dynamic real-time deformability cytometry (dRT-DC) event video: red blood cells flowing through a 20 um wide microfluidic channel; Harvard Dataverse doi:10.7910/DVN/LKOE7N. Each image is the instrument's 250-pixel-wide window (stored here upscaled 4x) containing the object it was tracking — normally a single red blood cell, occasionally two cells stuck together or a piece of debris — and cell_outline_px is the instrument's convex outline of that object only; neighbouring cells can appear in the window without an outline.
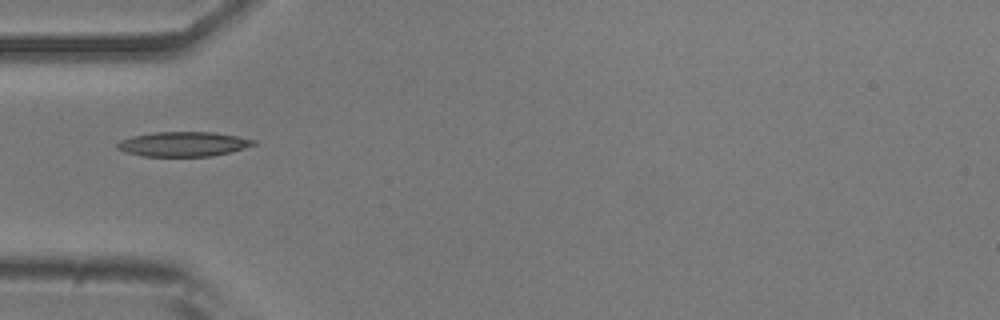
{"species": "common noctule bat (a hibernating species)", "species_latin": "Nyctalus noctula", "temperature_condition": "room temperature", "stored_images_in_passage": 38, "camera_frame_rate_fps": 3000, "um_per_image_px": 0.085, "animal": {"sex": "male", "body_mass_g": 20.5, "forearm_length_mm": 52.5}, "frame": {"image": 1, "passage_image": 1, "time_ms": 0.0, "image_size_px": [1000, 320], "cell_outline_px": [[260, 144], [212, 156], [144, 156], [128, 152], [116, 148], [116, 144], [120, 140], [132, 136], [152, 132], [212, 132], [236, 136], [256, 140]], "centroid_in_image_um": [15.6, 12.24], "position_along_channel_um": 69.4, "area_um2": 19.54}}
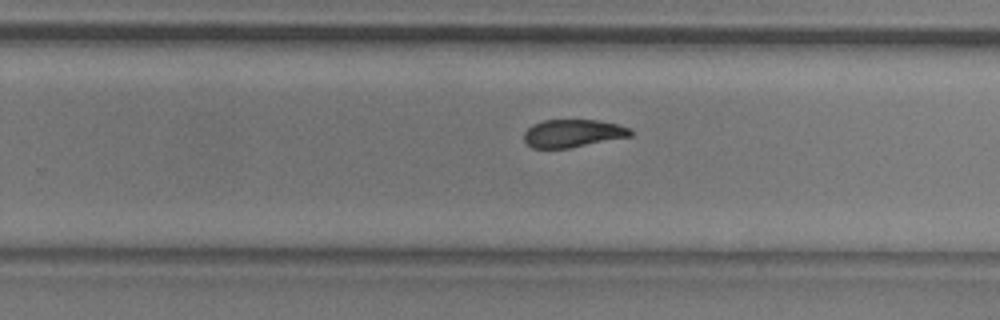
{"frame": {"image": 2, "passage_image": 18, "time_ms": 5.667, "image_size_px": [1000, 320], "cell_outline_px": [[636, 132], [632, 136], [568, 148], [532, 148], [524, 140], [524, 132], [532, 124], [540, 120], [596, 120], [620, 124]], "centroid_in_image_um": [48.71, 11.32], "position_along_channel_um": 281.1, "area_um2": 17.4}}
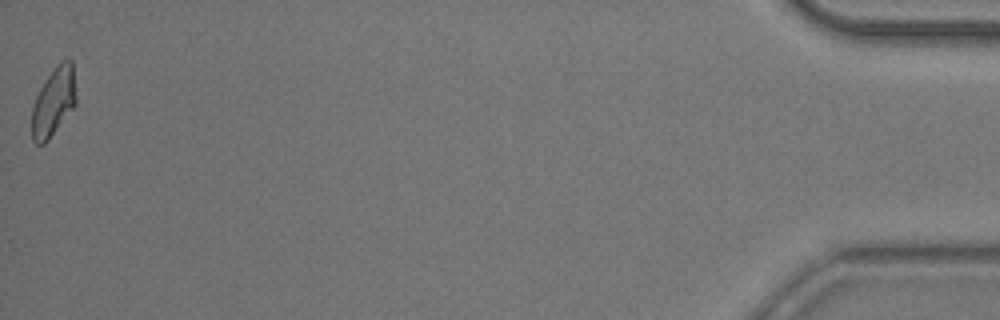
{"frame": {"image": 3, "passage_image": 38, "time_ms": 12.333, "image_size_px": [1000, 320], "cell_outline_px": [[76, 104], [48, 140], [44, 144], [36, 144], [32, 140], [32, 108], [36, 96], [40, 88], [52, 68], [60, 60], [72, 60], [76, 96]], "centroid_in_image_um": [4.55, 8.63], "position_along_channel_um": 430.7, "area_um2": 17.69}, "authors_computed_cell_mechanics": {"area_um2": 18.2648, "velocity_mm_per_s": 3.7264, "shape_relaxation_time_tau1_ms": 4.4827, "shape_relaxation_time_tau2_ms": 2.6049, "deformation_change_tau1": 0.1389, "deformation_change_tau2": 0.0799}}